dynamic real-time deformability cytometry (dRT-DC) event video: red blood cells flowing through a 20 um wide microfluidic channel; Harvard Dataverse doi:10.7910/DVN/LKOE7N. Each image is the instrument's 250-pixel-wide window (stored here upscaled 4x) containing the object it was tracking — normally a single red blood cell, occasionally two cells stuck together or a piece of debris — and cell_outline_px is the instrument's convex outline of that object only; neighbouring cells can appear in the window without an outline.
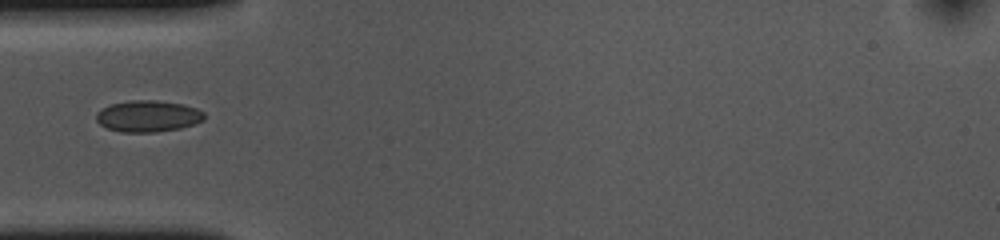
{"species": "common noctule bat (a hibernating species)", "species_latin": "Nyctalus noctula", "temperature_condition": "cold", "stored_images_in_passage": 39, "camera_frame_rate_fps": 3000, "um_per_image_px": 0.085, "animal": {"sex": "female", "body_mass_g": 10.0, "forearm_length_mm": 53.1}, "frame": {"image": 1, "passage_image": 1, "time_ms": 0.0, "image_size_px": [1000, 240], "cell_outline_px": [[204, 120], [180, 128], [156, 132], [120, 132], [108, 128], [100, 124], [96, 120], [96, 112], [112, 104], [132, 100], [156, 100], [184, 104], [196, 108], [204, 112]], "centroid_in_image_um": [12.58, 9.87], "position_along_channel_um": 72.4, "area_um2": 19.71}}
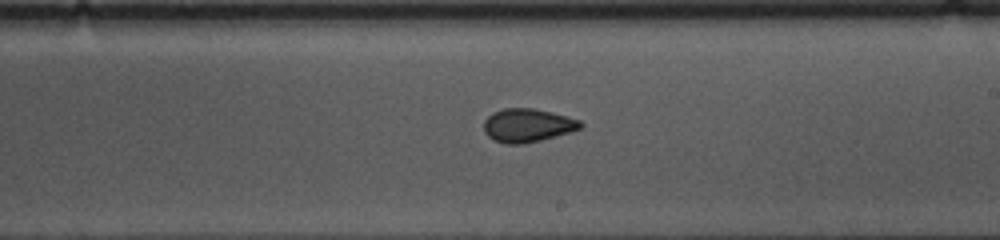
{"frame": {"image": 2, "passage_image": 15, "time_ms": 4.667, "image_size_px": [1000, 240], "cell_outline_px": [[584, 124], [580, 128], [572, 132], [524, 144], [504, 144], [492, 140], [484, 132], [484, 120], [492, 112], [504, 108], [532, 108], [552, 112], [580, 120]], "centroid_in_image_um": [44.82, 10.66], "position_along_channel_um": 244.2, "area_um2": 19.02}}
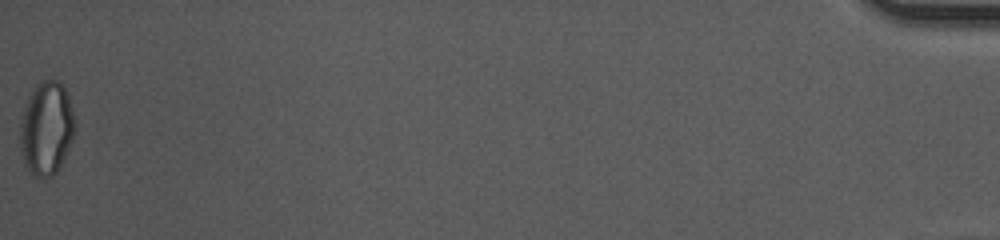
{"frame": {"image": 3, "passage_image": 39, "time_ms": 12.667, "image_size_px": [1000, 240], "cell_outline_px": [[76, 124], [72, 140], [56, 172], [52, 176], [32, 176], [24, 164], [20, 148], [20, 124], [28, 96], [36, 84], [44, 80], [60, 80], [64, 84], [72, 108]], "centroid_in_image_um": [3.95, 10.88], "position_along_channel_um": 431.3, "area_um2": 29.82}}